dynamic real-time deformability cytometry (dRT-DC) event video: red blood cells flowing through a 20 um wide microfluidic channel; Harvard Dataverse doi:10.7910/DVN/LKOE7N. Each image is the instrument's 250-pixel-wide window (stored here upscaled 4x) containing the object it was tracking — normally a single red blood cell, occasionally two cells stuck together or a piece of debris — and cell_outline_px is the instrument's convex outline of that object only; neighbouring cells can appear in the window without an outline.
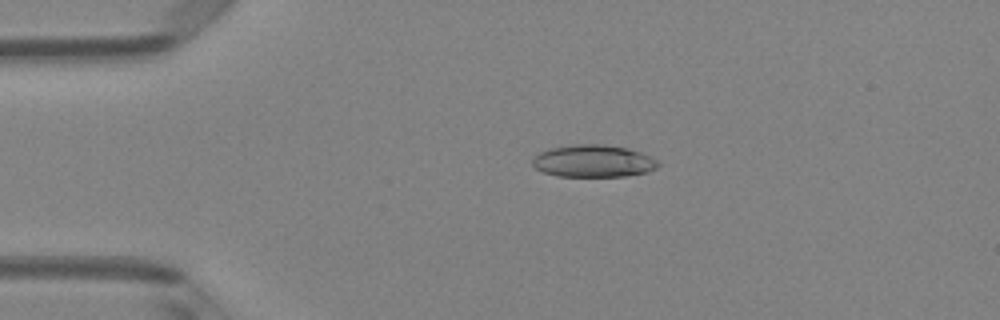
{"species": "Egyptian fruit bat (a non-hibernating species)", "species_latin": "Rousettus aegyptiacus", "temperature_condition": "room temperature", "stored_images_in_passage": 4, "camera_frame_rate_fps": 3000, "um_per_image_px": 0.085, "animal": {"sex": "female"}, "frame": {"image": 1, "passage_image": 3, "time_ms": 0.667, "image_size_px": [1000, 320], "cell_outline_px": [[660, 164], [656, 168], [648, 172], [624, 176], [556, 176], [544, 172], [536, 168], [532, 164], [532, 156], [540, 152], [552, 148], [576, 144], [604, 144], [628, 148], [640, 152], [656, 160]], "centroid_in_image_um": [50.42, 13.69], "position_along_channel_um": 34.6, "area_um2": 23.58}}